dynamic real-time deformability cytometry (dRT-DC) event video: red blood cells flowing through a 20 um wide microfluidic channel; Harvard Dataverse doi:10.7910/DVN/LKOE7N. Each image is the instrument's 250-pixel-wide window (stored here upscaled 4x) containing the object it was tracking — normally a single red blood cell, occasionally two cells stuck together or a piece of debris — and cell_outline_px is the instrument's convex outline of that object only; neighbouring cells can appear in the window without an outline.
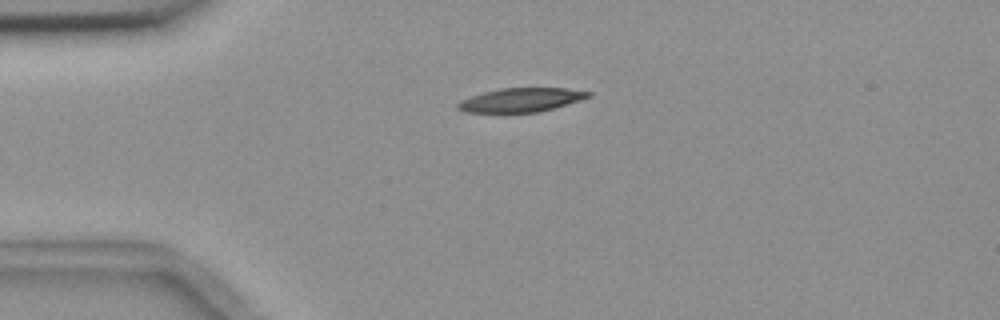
{"species": "common noctule bat (a hibernating species)", "species_latin": "Nyctalus noctula", "temperature_condition": "room temperature", "stored_images_in_passage": 3, "camera_frame_rate_fps": 3000, "um_per_image_px": 0.085, "animal": {"sex": "female", "body_mass_g": 18.4}, "frame": {"image": 1, "passage_image": 1, "time_ms": 0.0, "image_size_px": [1000, 320], "cell_outline_px": [[592, 96], [580, 100], [540, 112], [464, 112], [456, 108], [456, 104], [460, 100], [484, 92], [500, 88], [568, 88], [592, 92]], "centroid_in_image_um": [44.29, 8.49], "position_along_channel_um": 40.7, "area_um2": 18.15}}